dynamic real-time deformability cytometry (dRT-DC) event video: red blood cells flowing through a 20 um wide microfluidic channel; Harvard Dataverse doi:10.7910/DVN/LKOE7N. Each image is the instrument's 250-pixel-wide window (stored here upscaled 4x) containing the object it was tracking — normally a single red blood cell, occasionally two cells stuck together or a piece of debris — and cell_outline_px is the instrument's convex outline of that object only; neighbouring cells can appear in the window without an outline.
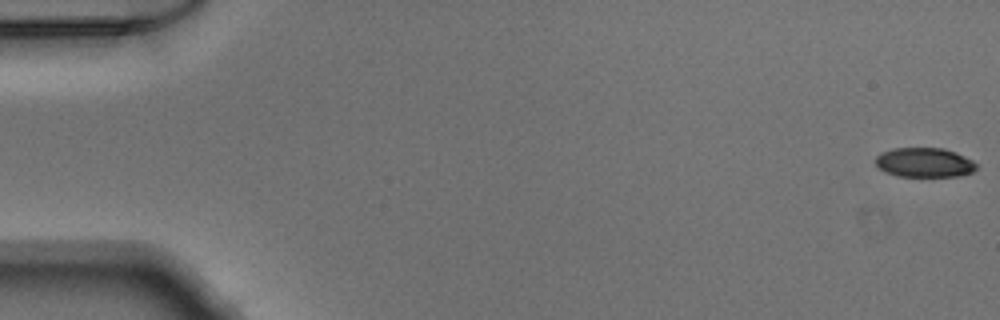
{"species": "Egyptian fruit bat (a non-hibernating species)", "species_latin": "Rousettus aegyptiacus", "temperature_condition": "warm", "stored_images_in_passage": 51, "camera_frame_rate_fps": 3000, "um_per_image_px": 0.085, "animal": {"sex": "male"}, "frame": {"image": 1, "passage_image": 1, "time_ms": 0.0, "image_size_px": [1000, 320], "cell_outline_px": [[976, 168], [972, 172], [960, 176], [896, 176], [884, 172], [876, 164], [876, 156], [880, 152], [892, 148], [944, 148], [956, 152], [972, 160], [976, 164]], "centroid_in_image_um": [78.55, 13.81], "position_along_channel_um": 6.4, "area_um2": 17.4}}
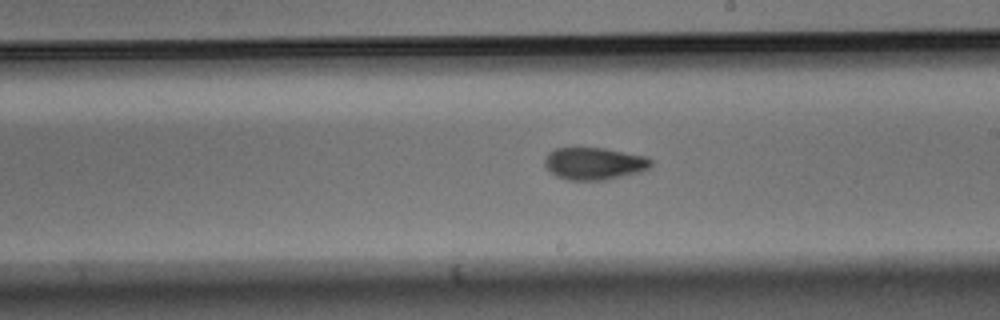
{"frame": {"image": 2, "passage_image": 30, "time_ms": 9.667, "image_size_px": [1000, 320], "cell_outline_px": [[652, 164], [648, 168], [640, 172], [604, 180], [568, 180], [556, 176], [544, 164], [544, 160], [548, 152], [556, 148], [580, 144], [604, 148], [648, 156], [652, 160]], "centroid_in_image_um": [50.48, 13.85], "position_along_channel_um": 238.5, "area_um2": 20.69}}
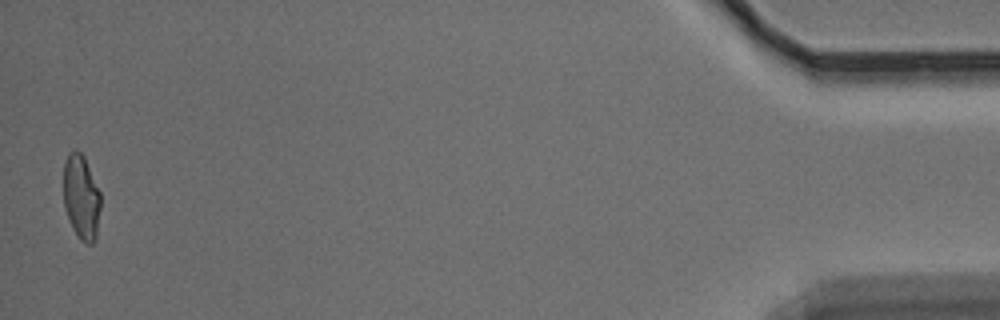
{"frame": {"image": 3, "passage_image": 51, "time_ms": 16.667, "image_size_px": [1000, 320], "cell_outline_px": [[100, 208], [96, 240], [92, 244], [84, 244], [80, 240], [72, 228], [68, 220], [64, 208], [64, 164], [68, 152], [72, 148], [76, 148], [84, 156], [100, 192]], "centroid_in_image_um": [6.9, 16.77], "position_along_channel_um": 428.3, "area_um2": 18.67}}